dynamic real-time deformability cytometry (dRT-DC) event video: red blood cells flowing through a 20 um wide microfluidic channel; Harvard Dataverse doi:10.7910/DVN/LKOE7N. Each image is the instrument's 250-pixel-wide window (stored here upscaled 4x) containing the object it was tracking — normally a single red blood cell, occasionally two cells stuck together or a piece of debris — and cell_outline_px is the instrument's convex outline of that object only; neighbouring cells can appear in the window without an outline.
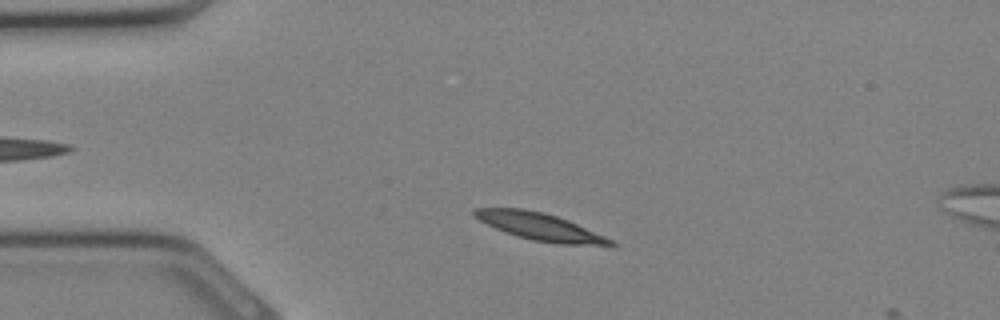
{"species": "Egyptian fruit bat (a non-hibernating species)", "species_latin": "Rousettus aegyptiacus", "temperature_condition": "cold", "stored_images_in_passage": 5, "camera_frame_rate_fps": 3000, "um_per_image_px": 0.085, "animal": {"sex": "female"}, "frame": {"image": 1, "passage_image": 3, "time_ms": 0.667, "image_size_px": [1000, 320], "cell_outline_px": [[616, 244], [560, 244], [532, 240], [516, 236], [504, 232], [472, 216], [472, 208], [524, 208], [544, 212], [568, 220], [604, 236], [612, 240]], "centroid_in_image_um": [45.78, 19.23], "position_along_channel_um": 39.2, "area_um2": 21.27}}